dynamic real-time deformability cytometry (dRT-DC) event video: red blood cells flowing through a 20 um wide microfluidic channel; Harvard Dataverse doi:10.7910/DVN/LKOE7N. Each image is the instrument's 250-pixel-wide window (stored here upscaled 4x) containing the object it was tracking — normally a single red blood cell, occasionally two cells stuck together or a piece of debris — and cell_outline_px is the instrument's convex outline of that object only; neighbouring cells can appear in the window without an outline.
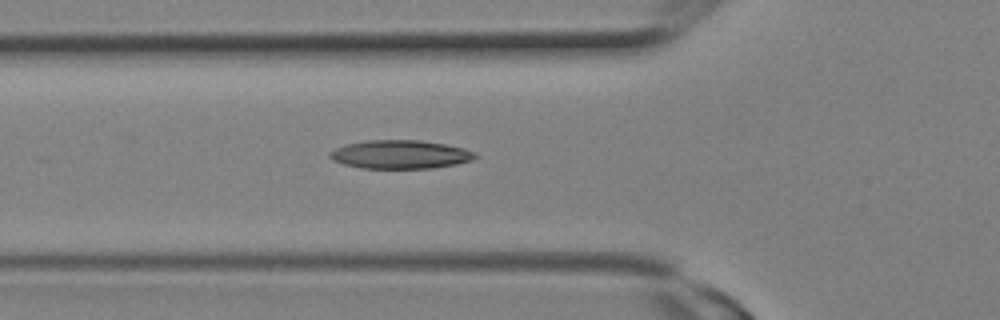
{"species": "Egyptian fruit bat (a non-hibernating species)", "species_latin": "Rousettus aegyptiacus", "temperature_condition": "room temperature", "stored_images_in_passage": 19, "camera_frame_rate_fps": 3000, "um_per_image_px": 0.085, "animal": {"sex": "female"}, "frame": {"image": 1, "passage_image": 4, "time_ms": 1.0, "image_size_px": [1000, 320], "cell_outline_px": [[480, 156], [472, 160], [456, 164], [432, 168], [360, 168], [344, 164], [332, 160], [328, 156], [328, 152], [344, 144], [364, 140], [420, 140], [444, 144], [464, 148], [476, 152]], "centroid_in_image_um": [34.01, 13.12], "position_along_channel_um": 91.8, "area_um2": 24.39}}
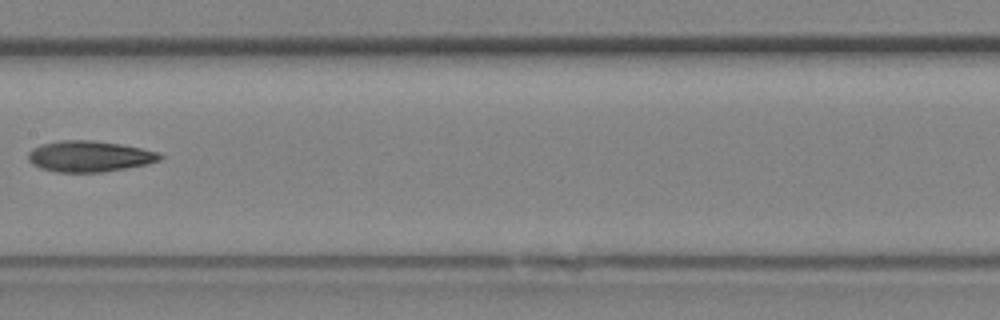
{"frame": {"image": 2, "passage_image": 8, "time_ms": 2.333, "image_size_px": [1000, 320], "cell_outline_px": [[164, 156], [160, 160], [148, 164], [100, 172], [56, 172], [40, 168], [32, 164], [28, 160], [28, 152], [32, 148], [44, 144], [60, 140], [88, 140], [120, 144], [160, 152]], "centroid_in_image_um": [7.6, 13.29], "position_along_channel_um": 199.8, "area_um2": 23.7}}
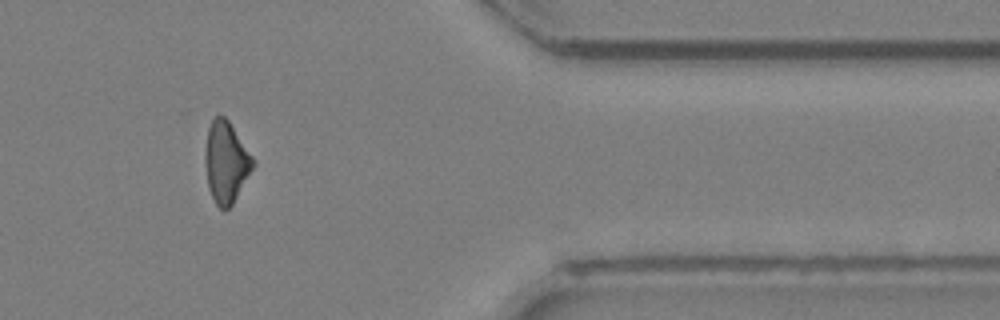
{"frame": {"image": 3, "passage_image": 16, "time_ms": 5.0, "image_size_px": [1000, 320], "cell_outline_px": [[256, 164], [232, 204], [228, 208], [220, 208], [216, 204], [208, 188], [204, 164], [204, 152], [208, 128], [212, 120], [216, 116], [224, 116], [228, 120], [256, 160]], "centroid_in_image_um": [19.21, 13.77], "position_along_channel_um": 392.2, "area_um2": 22.77}}